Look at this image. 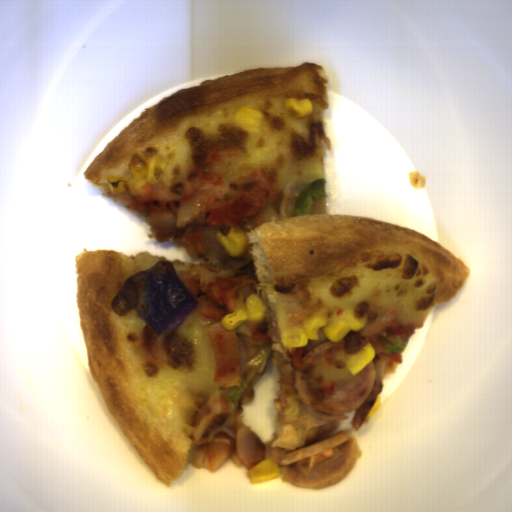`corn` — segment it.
Masks as SVG:
<instances>
[{
  "instance_id": "5cfa1b94",
  "label": "corn",
  "mask_w": 512,
  "mask_h": 512,
  "mask_svg": "<svg viewBox=\"0 0 512 512\" xmlns=\"http://www.w3.org/2000/svg\"><path fill=\"white\" fill-rule=\"evenodd\" d=\"M265 312H269L268 307L262 305L256 293H252L244 303L222 317L220 320L222 329L228 331L238 329L246 322L260 326L265 323Z\"/></svg>"
},
{
  "instance_id": "cfcad685",
  "label": "corn",
  "mask_w": 512,
  "mask_h": 512,
  "mask_svg": "<svg viewBox=\"0 0 512 512\" xmlns=\"http://www.w3.org/2000/svg\"><path fill=\"white\" fill-rule=\"evenodd\" d=\"M215 237L220 246L226 251L230 257L239 260H247L253 244L249 243L247 234L242 232H233L231 229L227 234H223L220 230L216 232Z\"/></svg>"
},
{
  "instance_id": "79e197a2",
  "label": "corn",
  "mask_w": 512,
  "mask_h": 512,
  "mask_svg": "<svg viewBox=\"0 0 512 512\" xmlns=\"http://www.w3.org/2000/svg\"><path fill=\"white\" fill-rule=\"evenodd\" d=\"M374 358L375 348L368 342L360 351L349 355L346 361L347 370L356 377Z\"/></svg>"
},
{
  "instance_id": "6a14855c",
  "label": "corn",
  "mask_w": 512,
  "mask_h": 512,
  "mask_svg": "<svg viewBox=\"0 0 512 512\" xmlns=\"http://www.w3.org/2000/svg\"><path fill=\"white\" fill-rule=\"evenodd\" d=\"M284 106L295 119L308 118L313 113V105L310 99L289 98L285 100Z\"/></svg>"
},
{
  "instance_id": "30e3d8cc",
  "label": "corn",
  "mask_w": 512,
  "mask_h": 512,
  "mask_svg": "<svg viewBox=\"0 0 512 512\" xmlns=\"http://www.w3.org/2000/svg\"><path fill=\"white\" fill-rule=\"evenodd\" d=\"M262 113L256 109L241 107L235 113V122L242 130L257 132L260 129Z\"/></svg>"
},
{
  "instance_id": "2b8c4276",
  "label": "corn",
  "mask_w": 512,
  "mask_h": 512,
  "mask_svg": "<svg viewBox=\"0 0 512 512\" xmlns=\"http://www.w3.org/2000/svg\"><path fill=\"white\" fill-rule=\"evenodd\" d=\"M279 475L280 469L278 463L271 458H264L260 463L247 471L249 482L254 485L279 478Z\"/></svg>"
},
{
  "instance_id": "51d56268",
  "label": "corn",
  "mask_w": 512,
  "mask_h": 512,
  "mask_svg": "<svg viewBox=\"0 0 512 512\" xmlns=\"http://www.w3.org/2000/svg\"><path fill=\"white\" fill-rule=\"evenodd\" d=\"M367 321L351 315L323 313L306 319L295 328L285 331L281 336L284 349L306 347L309 340H319V330L334 344L342 341L350 332L361 331Z\"/></svg>"
},
{
  "instance_id": "f1292c28",
  "label": "corn",
  "mask_w": 512,
  "mask_h": 512,
  "mask_svg": "<svg viewBox=\"0 0 512 512\" xmlns=\"http://www.w3.org/2000/svg\"><path fill=\"white\" fill-rule=\"evenodd\" d=\"M130 174L123 178L107 177V186L110 192L120 194L130 193L134 196H143L146 192L145 183H159L166 168L167 160L159 156L145 159L141 153H133L127 163Z\"/></svg>"
},
{
  "instance_id": "42891da5",
  "label": "corn",
  "mask_w": 512,
  "mask_h": 512,
  "mask_svg": "<svg viewBox=\"0 0 512 512\" xmlns=\"http://www.w3.org/2000/svg\"><path fill=\"white\" fill-rule=\"evenodd\" d=\"M381 403H382V398H381V394H380V395H378L376 401L374 402L372 408L370 409V411H369V413L367 415L368 420L377 413V411L381 407Z\"/></svg>"
}]
</instances>
